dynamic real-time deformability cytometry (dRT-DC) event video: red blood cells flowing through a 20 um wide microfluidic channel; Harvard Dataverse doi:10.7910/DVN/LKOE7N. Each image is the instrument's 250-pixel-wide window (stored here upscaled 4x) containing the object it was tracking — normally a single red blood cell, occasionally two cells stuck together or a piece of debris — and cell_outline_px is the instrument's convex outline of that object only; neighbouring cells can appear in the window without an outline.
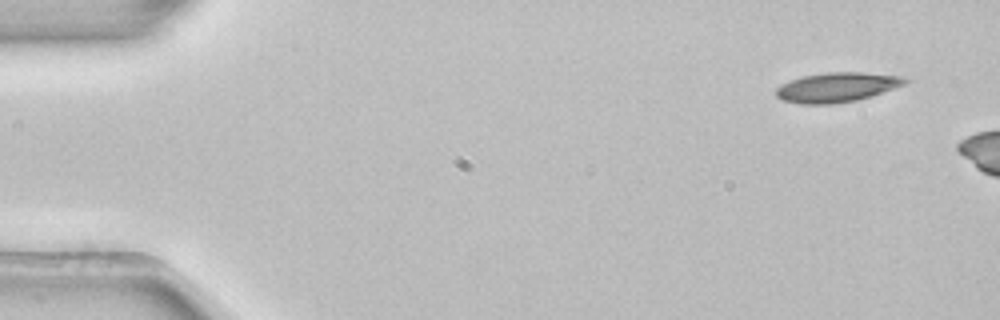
{"species": "common noctule bat (a hibernating species)", "species_latin": "Nyctalus noctula", "temperature_condition": "room temperature", "stored_images_in_passage": 5, "camera_frame_rate_fps": 3000, "um_per_image_px": 0.085, "animal": {"sex": "female", "body_mass_g": 22.7, "forearm_length_mm": 54.2}, "frame": {"image": 1, "passage_image": 1, "time_ms": 0.0, "image_size_px": [1000, 320], "cell_outline_px": [[912, 80], [908, 84], [872, 96], [856, 100], [832, 104], [800, 104], [780, 100], [776, 96], [776, 88], [792, 80], [804, 76], [828, 72], [864, 72], [904, 76]], "centroid_in_image_um": [71.23, 7.42], "position_along_channel_um": 13.8, "area_um2": 22.48}}